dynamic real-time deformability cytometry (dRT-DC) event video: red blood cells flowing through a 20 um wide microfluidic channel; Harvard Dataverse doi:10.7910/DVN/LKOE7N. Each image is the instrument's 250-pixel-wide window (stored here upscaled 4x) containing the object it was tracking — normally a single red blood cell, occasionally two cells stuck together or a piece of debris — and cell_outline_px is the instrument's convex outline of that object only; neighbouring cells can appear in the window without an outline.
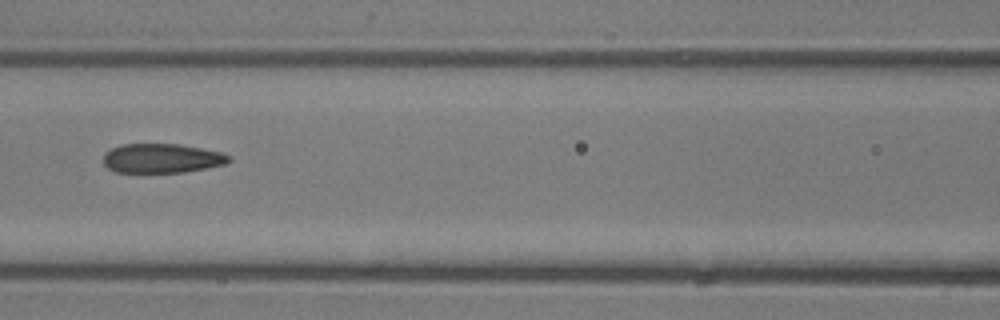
{"species": "common noctule bat (a hibernating species)", "species_latin": "Nyctalus noctula", "temperature_condition": "room temperature", "stored_images_in_passage": 6, "camera_frame_rate_fps": 3000, "um_per_image_px": 0.085, "animal": {"sex": "male", "body_mass_g": 13.3}, "frame": {"image": 1, "passage_image": 6, "time_ms": 5.667, "image_size_px": [1000, 320], "cell_outline_px": [[232, 160], [228, 164], [184, 172], [116, 172], [108, 168], [104, 164], [104, 152], [120, 144], [180, 144], [220, 152], [232, 156]], "centroid_in_image_um": [13.78, 13.45], "position_along_channel_um": 152.8, "area_um2": 21.56}}